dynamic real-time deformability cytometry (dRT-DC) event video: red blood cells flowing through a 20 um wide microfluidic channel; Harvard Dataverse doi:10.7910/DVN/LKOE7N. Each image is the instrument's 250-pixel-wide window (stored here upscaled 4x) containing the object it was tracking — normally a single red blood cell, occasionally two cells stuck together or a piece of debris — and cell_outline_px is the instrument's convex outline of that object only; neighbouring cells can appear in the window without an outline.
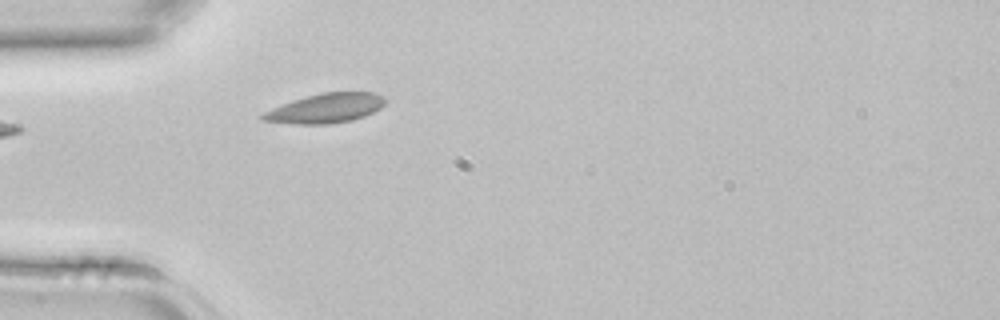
{"species": "common noctule bat (a hibernating species)", "species_latin": "Nyctalus noctula", "temperature_condition": "room temperature", "stored_images_in_passage": 1, "camera_frame_rate_fps": 3000, "um_per_image_px": 0.085, "animal": {"sex": "female", "body_mass_g": 22.7, "forearm_length_mm": 54.2}, "frame": {"image": 1, "passage_image": 1, "time_ms": 0.0, "image_size_px": [1000, 320], "cell_outline_px": [[388, 100], [380, 108], [364, 116], [352, 120], [328, 124], [288, 124], [260, 120], [256, 116], [272, 108], [292, 100], [304, 96], [320, 92], [372, 92], [384, 96]], "centroid_in_image_um": [27.63, 9.2], "position_along_channel_um": 57.4, "area_um2": 21.39}}